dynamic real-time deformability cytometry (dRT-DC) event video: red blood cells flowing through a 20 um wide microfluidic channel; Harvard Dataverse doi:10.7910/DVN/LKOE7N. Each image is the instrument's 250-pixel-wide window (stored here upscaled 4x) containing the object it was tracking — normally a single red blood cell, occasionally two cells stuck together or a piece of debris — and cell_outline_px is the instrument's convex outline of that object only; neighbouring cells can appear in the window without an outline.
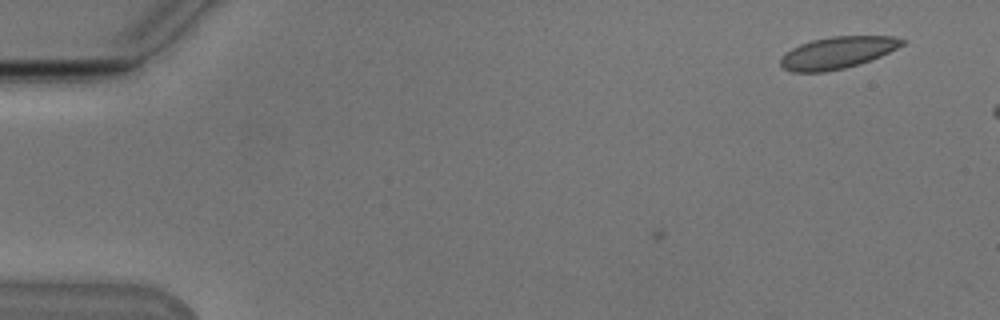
{"species": "Egyptian fruit bat (a non-hibernating species)", "species_latin": "Rousettus aegyptiacus", "temperature_condition": "cold", "stored_images_in_passage": 3, "camera_frame_rate_fps": 3000, "um_per_image_px": 0.085, "animal": {"sex": "male"}, "frame": {"image": 1, "passage_image": 3, "time_ms": 0.667, "image_size_px": [1000, 320], "cell_outline_px": [[908, 40], [904, 44], [880, 56], [860, 64], [844, 68], [824, 72], [792, 72], [784, 68], [780, 64], [780, 60], [792, 48], [800, 44], [812, 40], [832, 36], [892, 36]], "centroid_in_image_um": [71.2, 4.47], "position_along_channel_um": 13.8, "area_um2": 22.43}}